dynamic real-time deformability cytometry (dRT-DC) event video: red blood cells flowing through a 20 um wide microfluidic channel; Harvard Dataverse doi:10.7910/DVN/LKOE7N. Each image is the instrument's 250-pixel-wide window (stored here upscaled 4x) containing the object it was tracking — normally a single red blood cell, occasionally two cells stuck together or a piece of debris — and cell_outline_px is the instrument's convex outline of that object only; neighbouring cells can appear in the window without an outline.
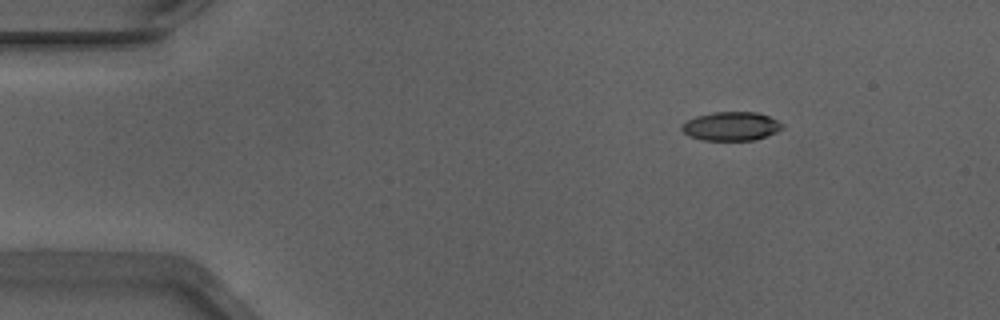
{"species": "Egyptian fruit bat (a non-hibernating species)", "species_latin": "Rousettus aegyptiacus", "temperature_condition": "warm", "stored_images_in_passage": 46, "camera_frame_rate_fps": 3000, "um_per_image_px": 0.085, "animal": {"sex": "male"}, "frame": {"image": 1, "passage_image": 1, "time_ms": 0.0, "image_size_px": [1000, 320], "cell_outline_px": [[772, 132], [764, 136], [748, 140], [712, 140], [696, 136], [688, 132], [684, 128], [692, 120], [704, 116], [728, 112], [748, 112], [764, 116], [772, 120]], "centroid_in_image_um": [62.11, 10.75], "position_along_channel_um": 22.9, "area_um2": 14.22}}
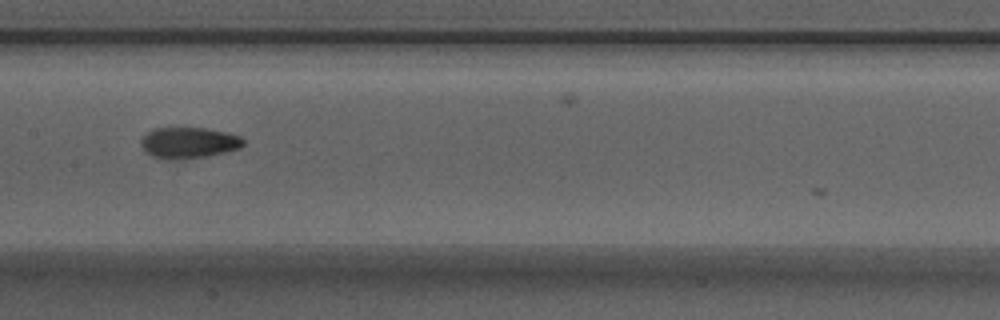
{"frame": {"image": 2, "passage_image": 20, "time_ms": 6.333, "image_size_px": [1000, 320], "cell_outline_px": [[240, 144], [228, 148], [208, 152], [156, 152], [148, 148], [148, 136], [160, 132], [212, 132], [232, 136], [240, 140]], "centroid_in_image_um": [16.19, 12.06], "position_along_channel_um": 191.2, "area_um2": 11.56}}
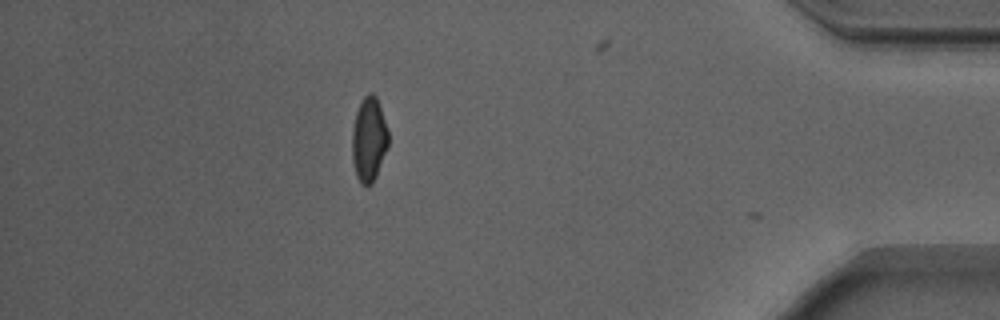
{"frame": {"image": 3, "passage_image": 40, "time_ms": 13.0, "image_size_px": [1000, 320], "cell_outline_px": [[388, 144], [372, 180], [368, 184], [364, 184], [360, 180], [356, 168], [356, 116], [364, 100], [368, 96], [372, 96], [376, 100], [388, 132]], "centroid_in_image_um": [31.44, 11.86], "position_along_channel_um": 403.8, "area_um2": 14.85}, "authors_computed_cell_mechanics": {"area_um2": 13.6408, "velocity_mm_per_s": 3.9034, "shape_relaxation_time_tau1_ms": null, "shape_relaxation_time_tau2_ms": 7.4555, "deformation_change_tau1": null, "deformation_change_tau2": 0.1473}}